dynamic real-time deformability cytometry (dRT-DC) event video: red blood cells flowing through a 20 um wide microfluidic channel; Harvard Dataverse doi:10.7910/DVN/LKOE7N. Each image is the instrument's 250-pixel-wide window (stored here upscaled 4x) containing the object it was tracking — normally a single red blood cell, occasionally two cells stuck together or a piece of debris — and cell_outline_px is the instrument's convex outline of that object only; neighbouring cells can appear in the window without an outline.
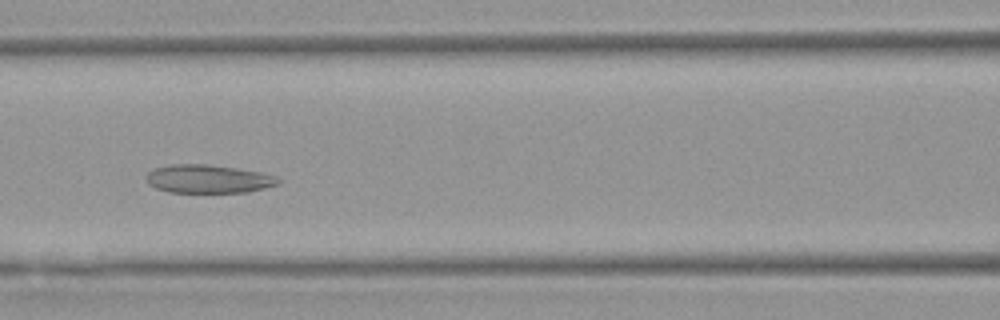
{"species": "Egyptian fruit bat (a non-hibernating species)", "species_latin": "Rousettus aegyptiacus", "temperature_condition": "warm", "stored_images_in_passage": 6, "camera_frame_rate_fps": 3000, "um_per_image_px": 0.085, "animal": {"sex": "female"}, "frame": {"image": 1, "passage_image": 6, "time_ms": 6.0, "image_size_px": [1000, 320], "cell_outline_px": [[280, 184], [248, 192], [168, 192], [156, 188], [148, 184], [148, 172], [152, 168], [168, 164], [208, 164], [236, 168], [260, 172], [276, 176], [280, 180]], "centroid_in_image_um": [17.7, 15.2], "position_along_channel_um": 148.9, "area_um2": 21.85}}